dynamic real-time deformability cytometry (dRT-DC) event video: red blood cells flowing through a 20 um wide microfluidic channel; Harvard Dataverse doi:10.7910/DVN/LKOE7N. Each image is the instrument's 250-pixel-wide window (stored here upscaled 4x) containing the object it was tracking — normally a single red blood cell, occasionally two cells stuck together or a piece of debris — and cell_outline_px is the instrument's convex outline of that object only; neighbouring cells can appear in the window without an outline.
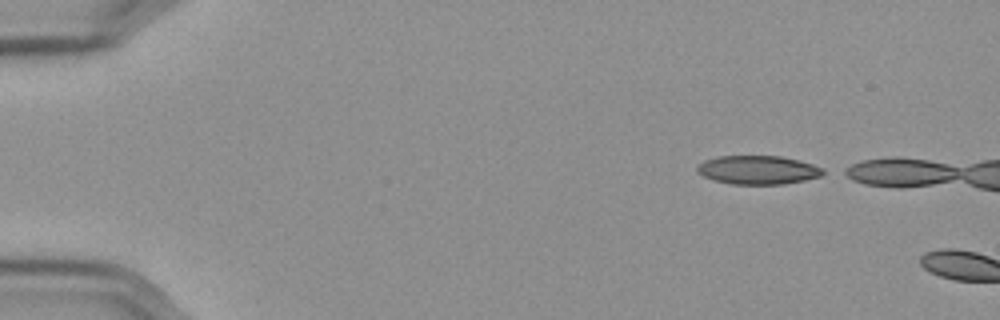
{"species": "Egyptian fruit bat (a non-hibernating species)", "species_latin": "Rousettus aegyptiacus", "temperature_condition": "cold", "stored_images_in_passage": 4, "camera_frame_rate_fps": 3000, "um_per_image_px": 0.085, "frame": {"image": 1, "passage_image": 1, "time_ms": 0.0, "image_size_px": [1000, 320], "cell_outline_px": [[828, 172], [820, 176], [804, 180], [784, 184], [732, 184], [712, 180], [696, 172], [696, 164], [704, 160], [720, 156], [780, 156], [800, 160], [824, 168]], "centroid_in_image_um": [64.42, 14.44], "position_along_channel_um": 20.6, "area_um2": 21.27}}